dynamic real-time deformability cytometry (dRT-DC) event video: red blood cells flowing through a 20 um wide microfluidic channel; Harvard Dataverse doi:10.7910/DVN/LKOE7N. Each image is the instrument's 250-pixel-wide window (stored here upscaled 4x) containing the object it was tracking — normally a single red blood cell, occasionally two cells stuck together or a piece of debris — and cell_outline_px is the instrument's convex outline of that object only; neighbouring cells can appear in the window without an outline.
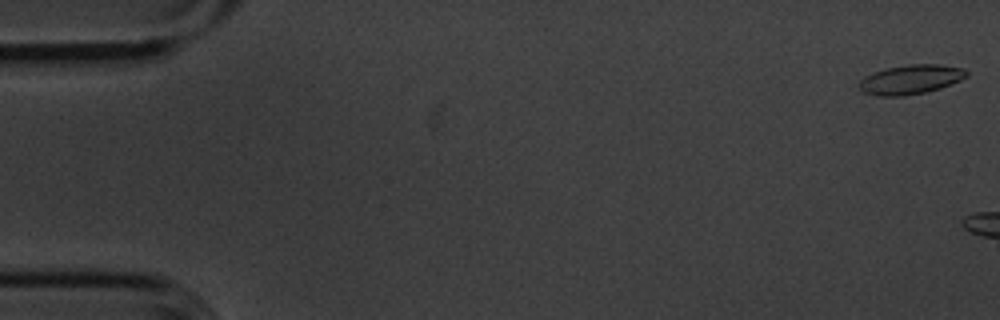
{"species": "common noctule bat (a hibernating species)", "species_latin": "Nyctalus noctula", "temperature_condition": "cold", "stored_images_in_passage": 6, "camera_frame_rate_fps": 3000, "um_per_image_px": 0.085, "animal": {"sex": "male", "body_mass_g": 20.1, "forearm_length_mm": 53.5}, "frame": {"image": 1, "passage_image": 1, "time_ms": 0.0, "image_size_px": [1000, 320], "cell_outline_px": [[968, 76], [960, 80], [940, 88], [924, 92], [904, 96], [876, 96], [864, 92], [856, 84], [864, 76], [872, 72], [884, 68], [908, 64], [936, 64], [964, 68], [968, 72]], "centroid_in_image_um": [77.37, 6.75], "position_along_channel_um": 7.6, "area_um2": 18.55}}